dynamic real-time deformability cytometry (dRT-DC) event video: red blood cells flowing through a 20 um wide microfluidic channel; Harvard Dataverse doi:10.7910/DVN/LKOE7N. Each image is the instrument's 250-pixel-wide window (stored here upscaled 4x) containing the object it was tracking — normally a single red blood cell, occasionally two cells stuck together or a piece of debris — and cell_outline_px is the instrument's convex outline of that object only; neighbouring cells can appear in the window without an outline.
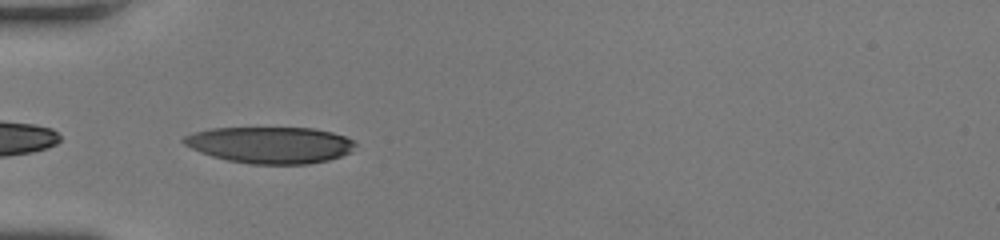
{"species": "human", "species_latin": "Homo sapiens", "temperature_condition": "room temperature", "stored_images_in_passage": 10, "camera_frame_rate_fps": 3000, "um_per_image_px": 0.085, "donor": {"sex": "female"}, "frame": {"image": 1, "passage_image": 1, "time_ms": 0.0, "image_size_px": [1000, 240], "cell_outline_px": [[356, 144], [352, 152], [328, 160], [308, 164], [248, 164], [228, 160], [212, 156], [200, 152], [184, 144], [180, 140], [184, 136], [192, 132], [212, 128], [312, 128], [332, 132], [344, 136], [352, 140]], "centroid_in_image_um": [22.95, 12.32], "position_along_channel_um": 62.0, "area_um2": 36.59}}
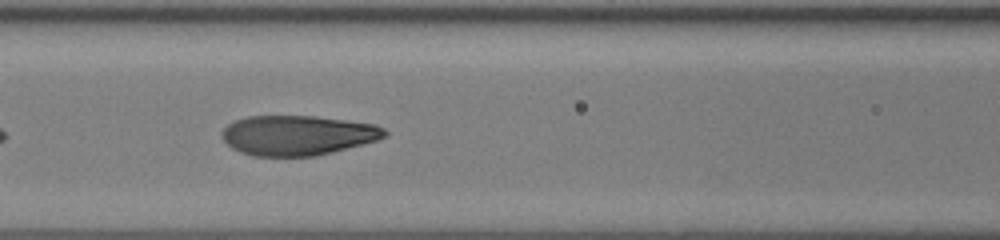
{"frame": {"image": 2, "passage_image": 7, "time_ms": 2.0, "image_size_px": [1000, 240], "cell_outline_px": [[388, 136], [376, 140], [332, 152], [316, 156], [252, 156], [240, 152], [232, 148], [220, 136], [224, 128], [228, 124], [236, 120], [248, 116], [316, 116], [376, 124], [384, 128], [388, 132]], "centroid_in_image_um": [25.3, 11.5], "position_along_channel_um": 141.3, "area_um2": 37.86}}
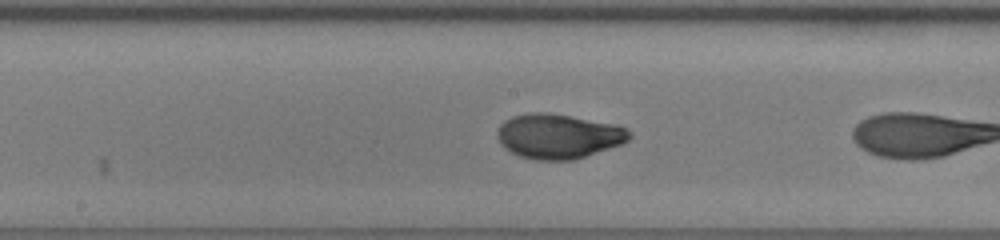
{"frame": {"image": 3, "passage_image": 9, "time_ms": 2.667, "image_size_px": [1000, 240], "cell_outline_px": [[632, 136], [628, 140], [620, 144], [572, 160], [536, 160], [520, 156], [504, 148], [500, 144], [496, 136], [496, 132], [500, 124], [504, 120], [512, 116], [532, 112], [548, 112], [616, 124], [628, 128], [632, 132]], "centroid_in_image_um": [47.44, 11.56], "position_along_channel_um": 200.8, "area_um2": 34.51}}